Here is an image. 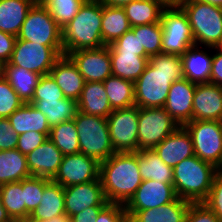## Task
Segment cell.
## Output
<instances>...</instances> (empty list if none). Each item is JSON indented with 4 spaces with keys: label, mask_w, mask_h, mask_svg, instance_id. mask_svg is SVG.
<instances>
[{
    "label": "cell",
    "mask_w": 222,
    "mask_h": 222,
    "mask_svg": "<svg viewBox=\"0 0 222 222\" xmlns=\"http://www.w3.org/2000/svg\"><path fill=\"white\" fill-rule=\"evenodd\" d=\"M182 78L181 56L165 53L151 56L144 72L134 82L135 105L139 108L163 107L171 84Z\"/></svg>",
    "instance_id": "1"
},
{
    "label": "cell",
    "mask_w": 222,
    "mask_h": 222,
    "mask_svg": "<svg viewBox=\"0 0 222 222\" xmlns=\"http://www.w3.org/2000/svg\"><path fill=\"white\" fill-rule=\"evenodd\" d=\"M99 178L106 200L125 205L142 183L137 152H115L100 163Z\"/></svg>",
    "instance_id": "2"
},
{
    "label": "cell",
    "mask_w": 222,
    "mask_h": 222,
    "mask_svg": "<svg viewBox=\"0 0 222 222\" xmlns=\"http://www.w3.org/2000/svg\"><path fill=\"white\" fill-rule=\"evenodd\" d=\"M101 25L102 3L99 0H86L75 17L62 28L64 55L77 50L105 46Z\"/></svg>",
    "instance_id": "3"
},
{
    "label": "cell",
    "mask_w": 222,
    "mask_h": 222,
    "mask_svg": "<svg viewBox=\"0 0 222 222\" xmlns=\"http://www.w3.org/2000/svg\"><path fill=\"white\" fill-rule=\"evenodd\" d=\"M217 170L213 164L196 155L181 161L173 168V187L177 197L191 203H203Z\"/></svg>",
    "instance_id": "4"
},
{
    "label": "cell",
    "mask_w": 222,
    "mask_h": 222,
    "mask_svg": "<svg viewBox=\"0 0 222 222\" xmlns=\"http://www.w3.org/2000/svg\"><path fill=\"white\" fill-rule=\"evenodd\" d=\"M178 5L188 17L196 45L202 43L209 48H214L222 44L221 7L198 0H182Z\"/></svg>",
    "instance_id": "5"
},
{
    "label": "cell",
    "mask_w": 222,
    "mask_h": 222,
    "mask_svg": "<svg viewBox=\"0 0 222 222\" xmlns=\"http://www.w3.org/2000/svg\"><path fill=\"white\" fill-rule=\"evenodd\" d=\"M76 125L80 153L103 162L115 153L109 135L107 118L78 112Z\"/></svg>",
    "instance_id": "6"
},
{
    "label": "cell",
    "mask_w": 222,
    "mask_h": 222,
    "mask_svg": "<svg viewBox=\"0 0 222 222\" xmlns=\"http://www.w3.org/2000/svg\"><path fill=\"white\" fill-rule=\"evenodd\" d=\"M162 53L182 56L194 37L188 17L178 4H168L162 11Z\"/></svg>",
    "instance_id": "7"
},
{
    "label": "cell",
    "mask_w": 222,
    "mask_h": 222,
    "mask_svg": "<svg viewBox=\"0 0 222 222\" xmlns=\"http://www.w3.org/2000/svg\"><path fill=\"white\" fill-rule=\"evenodd\" d=\"M62 55L63 46H44L17 38L9 62L2 66H18L42 76L49 74Z\"/></svg>",
    "instance_id": "8"
},
{
    "label": "cell",
    "mask_w": 222,
    "mask_h": 222,
    "mask_svg": "<svg viewBox=\"0 0 222 222\" xmlns=\"http://www.w3.org/2000/svg\"><path fill=\"white\" fill-rule=\"evenodd\" d=\"M184 127L191 135L195 155L222 168V121L192 120Z\"/></svg>",
    "instance_id": "9"
},
{
    "label": "cell",
    "mask_w": 222,
    "mask_h": 222,
    "mask_svg": "<svg viewBox=\"0 0 222 222\" xmlns=\"http://www.w3.org/2000/svg\"><path fill=\"white\" fill-rule=\"evenodd\" d=\"M17 38L44 46H63L62 29L39 0L30 8Z\"/></svg>",
    "instance_id": "10"
},
{
    "label": "cell",
    "mask_w": 222,
    "mask_h": 222,
    "mask_svg": "<svg viewBox=\"0 0 222 222\" xmlns=\"http://www.w3.org/2000/svg\"><path fill=\"white\" fill-rule=\"evenodd\" d=\"M138 126V151L153 149L179 127L164 107L139 108Z\"/></svg>",
    "instance_id": "11"
},
{
    "label": "cell",
    "mask_w": 222,
    "mask_h": 222,
    "mask_svg": "<svg viewBox=\"0 0 222 222\" xmlns=\"http://www.w3.org/2000/svg\"><path fill=\"white\" fill-rule=\"evenodd\" d=\"M139 107L115 109L107 117L111 145L115 152L138 151Z\"/></svg>",
    "instance_id": "12"
},
{
    "label": "cell",
    "mask_w": 222,
    "mask_h": 222,
    "mask_svg": "<svg viewBox=\"0 0 222 222\" xmlns=\"http://www.w3.org/2000/svg\"><path fill=\"white\" fill-rule=\"evenodd\" d=\"M100 162L82 153L64 155L53 182L63 187L99 179Z\"/></svg>",
    "instance_id": "13"
},
{
    "label": "cell",
    "mask_w": 222,
    "mask_h": 222,
    "mask_svg": "<svg viewBox=\"0 0 222 222\" xmlns=\"http://www.w3.org/2000/svg\"><path fill=\"white\" fill-rule=\"evenodd\" d=\"M68 56L78 67L85 82H104L112 75L109 46L77 50L70 52Z\"/></svg>",
    "instance_id": "14"
},
{
    "label": "cell",
    "mask_w": 222,
    "mask_h": 222,
    "mask_svg": "<svg viewBox=\"0 0 222 222\" xmlns=\"http://www.w3.org/2000/svg\"><path fill=\"white\" fill-rule=\"evenodd\" d=\"M177 198L173 184L155 180L142 181L130 200L124 205L125 211L153 209L169 204Z\"/></svg>",
    "instance_id": "15"
},
{
    "label": "cell",
    "mask_w": 222,
    "mask_h": 222,
    "mask_svg": "<svg viewBox=\"0 0 222 222\" xmlns=\"http://www.w3.org/2000/svg\"><path fill=\"white\" fill-rule=\"evenodd\" d=\"M65 213L72 217L91 206H106L100 178L91 182L64 187Z\"/></svg>",
    "instance_id": "16"
},
{
    "label": "cell",
    "mask_w": 222,
    "mask_h": 222,
    "mask_svg": "<svg viewBox=\"0 0 222 222\" xmlns=\"http://www.w3.org/2000/svg\"><path fill=\"white\" fill-rule=\"evenodd\" d=\"M196 84L186 78L176 80L171 84L165 110L173 117L179 126H184L193 120V99Z\"/></svg>",
    "instance_id": "17"
},
{
    "label": "cell",
    "mask_w": 222,
    "mask_h": 222,
    "mask_svg": "<svg viewBox=\"0 0 222 222\" xmlns=\"http://www.w3.org/2000/svg\"><path fill=\"white\" fill-rule=\"evenodd\" d=\"M193 120L222 121V87L212 83L196 84Z\"/></svg>",
    "instance_id": "18"
},
{
    "label": "cell",
    "mask_w": 222,
    "mask_h": 222,
    "mask_svg": "<svg viewBox=\"0 0 222 222\" xmlns=\"http://www.w3.org/2000/svg\"><path fill=\"white\" fill-rule=\"evenodd\" d=\"M153 150L166 165L172 168L184 159L195 155L191 135L184 126H179Z\"/></svg>",
    "instance_id": "19"
},
{
    "label": "cell",
    "mask_w": 222,
    "mask_h": 222,
    "mask_svg": "<svg viewBox=\"0 0 222 222\" xmlns=\"http://www.w3.org/2000/svg\"><path fill=\"white\" fill-rule=\"evenodd\" d=\"M63 156L61 151L48 138L26 155L30 175L52 180L58 172Z\"/></svg>",
    "instance_id": "20"
},
{
    "label": "cell",
    "mask_w": 222,
    "mask_h": 222,
    "mask_svg": "<svg viewBox=\"0 0 222 222\" xmlns=\"http://www.w3.org/2000/svg\"><path fill=\"white\" fill-rule=\"evenodd\" d=\"M49 74L62 90L65 98L78 101L85 81L79 73L78 67L68 55H62Z\"/></svg>",
    "instance_id": "21"
},
{
    "label": "cell",
    "mask_w": 222,
    "mask_h": 222,
    "mask_svg": "<svg viewBox=\"0 0 222 222\" xmlns=\"http://www.w3.org/2000/svg\"><path fill=\"white\" fill-rule=\"evenodd\" d=\"M191 202L177 197L173 202L157 208L126 211L128 222H185Z\"/></svg>",
    "instance_id": "22"
},
{
    "label": "cell",
    "mask_w": 222,
    "mask_h": 222,
    "mask_svg": "<svg viewBox=\"0 0 222 222\" xmlns=\"http://www.w3.org/2000/svg\"><path fill=\"white\" fill-rule=\"evenodd\" d=\"M196 47L190 46L181 56L184 78L195 84L210 83L213 56Z\"/></svg>",
    "instance_id": "23"
},
{
    "label": "cell",
    "mask_w": 222,
    "mask_h": 222,
    "mask_svg": "<svg viewBox=\"0 0 222 222\" xmlns=\"http://www.w3.org/2000/svg\"><path fill=\"white\" fill-rule=\"evenodd\" d=\"M80 112L107 118L113 111L103 82H85L78 99Z\"/></svg>",
    "instance_id": "24"
},
{
    "label": "cell",
    "mask_w": 222,
    "mask_h": 222,
    "mask_svg": "<svg viewBox=\"0 0 222 222\" xmlns=\"http://www.w3.org/2000/svg\"><path fill=\"white\" fill-rule=\"evenodd\" d=\"M8 119L17 135L33 131L49 137L51 128L46 116L30 103H24Z\"/></svg>",
    "instance_id": "25"
},
{
    "label": "cell",
    "mask_w": 222,
    "mask_h": 222,
    "mask_svg": "<svg viewBox=\"0 0 222 222\" xmlns=\"http://www.w3.org/2000/svg\"><path fill=\"white\" fill-rule=\"evenodd\" d=\"M37 0H0V31L18 36L30 8Z\"/></svg>",
    "instance_id": "26"
},
{
    "label": "cell",
    "mask_w": 222,
    "mask_h": 222,
    "mask_svg": "<svg viewBox=\"0 0 222 222\" xmlns=\"http://www.w3.org/2000/svg\"><path fill=\"white\" fill-rule=\"evenodd\" d=\"M65 214L64 187L52 180L45 186L40 205L31 213L29 220L39 222Z\"/></svg>",
    "instance_id": "27"
},
{
    "label": "cell",
    "mask_w": 222,
    "mask_h": 222,
    "mask_svg": "<svg viewBox=\"0 0 222 222\" xmlns=\"http://www.w3.org/2000/svg\"><path fill=\"white\" fill-rule=\"evenodd\" d=\"M137 161L142 181L173 184V168L166 165L153 149L137 151Z\"/></svg>",
    "instance_id": "28"
},
{
    "label": "cell",
    "mask_w": 222,
    "mask_h": 222,
    "mask_svg": "<svg viewBox=\"0 0 222 222\" xmlns=\"http://www.w3.org/2000/svg\"><path fill=\"white\" fill-rule=\"evenodd\" d=\"M168 4L164 0H135L123 9L131 27L159 23L163 9Z\"/></svg>",
    "instance_id": "29"
},
{
    "label": "cell",
    "mask_w": 222,
    "mask_h": 222,
    "mask_svg": "<svg viewBox=\"0 0 222 222\" xmlns=\"http://www.w3.org/2000/svg\"><path fill=\"white\" fill-rule=\"evenodd\" d=\"M131 29L123 7L102 4L101 35L104 45H111Z\"/></svg>",
    "instance_id": "30"
},
{
    "label": "cell",
    "mask_w": 222,
    "mask_h": 222,
    "mask_svg": "<svg viewBox=\"0 0 222 222\" xmlns=\"http://www.w3.org/2000/svg\"><path fill=\"white\" fill-rule=\"evenodd\" d=\"M29 103L46 116L50 128L61 122L73 120L79 112L78 101L70 98L61 100H31Z\"/></svg>",
    "instance_id": "31"
},
{
    "label": "cell",
    "mask_w": 222,
    "mask_h": 222,
    "mask_svg": "<svg viewBox=\"0 0 222 222\" xmlns=\"http://www.w3.org/2000/svg\"><path fill=\"white\" fill-rule=\"evenodd\" d=\"M0 73L24 103H29L32 100L41 75L18 66H1Z\"/></svg>",
    "instance_id": "32"
},
{
    "label": "cell",
    "mask_w": 222,
    "mask_h": 222,
    "mask_svg": "<svg viewBox=\"0 0 222 222\" xmlns=\"http://www.w3.org/2000/svg\"><path fill=\"white\" fill-rule=\"evenodd\" d=\"M112 75L135 82L144 72L150 57L138 56L129 52H109Z\"/></svg>",
    "instance_id": "33"
},
{
    "label": "cell",
    "mask_w": 222,
    "mask_h": 222,
    "mask_svg": "<svg viewBox=\"0 0 222 222\" xmlns=\"http://www.w3.org/2000/svg\"><path fill=\"white\" fill-rule=\"evenodd\" d=\"M31 177L26 155L17 149L0 151V185Z\"/></svg>",
    "instance_id": "34"
},
{
    "label": "cell",
    "mask_w": 222,
    "mask_h": 222,
    "mask_svg": "<svg viewBox=\"0 0 222 222\" xmlns=\"http://www.w3.org/2000/svg\"><path fill=\"white\" fill-rule=\"evenodd\" d=\"M103 85L113 110L135 105L134 82L111 75L103 82Z\"/></svg>",
    "instance_id": "35"
},
{
    "label": "cell",
    "mask_w": 222,
    "mask_h": 222,
    "mask_svg": "<svg viewBox=\"0 0 222 222\" xmlns=\"http://www.w3.org/2000/svg\"><path fill=\"white\" fill-rule=\"evenodd\" d=\"M63 155L80 153L79 138L74 120L51 127L48 137Z\"/></svg>",
    "instance_id": "36"
},
{
    "label": "cell",
    "mask_w": 222,
    "mask_h": 222,
    "mask_svg": "<svg viewBox=\"0 0 222 222\" xmlns=\"http://www.w3.org/2000/svg\"><path fill=\"white\" fill-rule=\"evenodd\" d=\"M2 204L13 221L26 220L22 180L0 185Z\"/></svg>",
    "instance_id": "37"
},
{
    "label": "cell",
    "mask_w": 222,
    "mask_h": 222,
    "mask_svg": "<svg viewBox=\"0 0 222 222\" xmlns=\"http://www.w3.org/2000/svg\"><path fill=\"white\" fill-rule=\"evenodd\" d=\"M62 29L78 13L86 0H39Z\"/></svg>",
    "instance_id": "38"
},
{
    "label": "cell",
    "mask_w": 222,
    "mask_h": 222,
    "mask_svg": "<svg viewBox=\"0 0 222 222\" xmlns=\"http://www.w3.org/2000/svg\"><path fill=\"white\" fill-rule=\"evenodd\" d=\"M131 30L139 32L140 45L149 57L162 53V26L160 22L131 27Z\"/></svg>",
    "instance_id": "39"
},
{
    "label": "cell",
    "mask_w": 222,
    "mask_h": 222,
    "mask_svg": "<svg viewBox=\"0 0 222 222\" xmlns=\"http://www.w3.org/2000/svg\"><path fill=\"white\" fill-rule=\"evenodd\" d=\"M51 179L31 176L22 180V190L24 191V202L26 206V220L31 213L40 205L45 186Z\"/></svg>",
    "instance_id": "40"
},
{
    "label": "cell",
    "mask_w": 222,
    "mask_h": 222,
    "mask_svg": "<svg viewBox=\"0 0 222 222\" xmlns=\"http://www.w3.org/2000/svg\"><path fill=\"white\" fill-rule=\"evenodd\" d=\"M23 104V100L0 73V118H8Z\"/></svg>",
    "instance_id": "41"
},
{
    "label": "cell",
    "mask_w": 222,
    "mask_h": 222,
    "mask_svg": "<svg viewBox=\"0 0 222 222\" xmlns=\"http://www.w3.org/2000/svg\"><path fill=\"white\" fill-rule=\"evenodd\" d=\"M109 46V52H129L138 56L149 57L139 41V32L131 29Z\"/></svg>",
    "instance_id": "42"
},
{
    "label": "cell",
    "mask_w": 222,
    "mask_h": 222,
    "mask_svg": "<svg viewBox=\"0 0 222 222\" xmlns=\"http://www.w3.org/2000/svg\"><path fill=\"white\" fill-rule=\"evenodd\" d=\"M64 98L57 83L50 74H46L39 78L32 100H61Z\"/></svg>",
    "instance_id": "43"
},
{
    "label": "cell",
    "mask_w": 222,
    "mask_h": 222,
    "mask_svg": "<svg viewBox=\"0 0 222 222\" xmlns=\"http://www.w3.org/2000/svg\"><path fill=\"white\" fill-rule=\"evenodd\" d=\"M222 222V168L214 176L207 199L203 202Z\"/></svg>",
    "instance_id": "44"
},
{
    "label": "cell",
    "mask_w": 222,
    "mask_h": 222,
    "mask_svg": "<svg viewBox=\"0 0 222 222\" xmlns=\"http://www.w3.org/2000/svg\"><path fill=\"white\" fill-rule=\"evenodd\" d=\"M185 222H220V220L204 203H191Z\"/></svg>",
    "instance_id": "45"
},
{
    "label": "cell",
    "mask_w": 222,
    "mask_h": 222,
    "mask_svg": "<svg viewBox=\"0 0 222 222\" xmlns=\"http://www.w3.org/2000/svg\"><path fill=\"white\" fill-rule=\"evenodd\" d=\"M48 139V136L40 132H26L18 135L16 149L22 154L27 155Z\"/></svg>",
    "instance_id": "46"
},
{
    "label": "cell",
    "mask_w": 222,
    "mask_h": 222,
    "mask_svg": "<svg viewBox=\"0 0 222 222\" xmlns=\"http://www.w3.org/2000/svg\"><path fill=\"white\" fill-rule=\"evenodd\" d=\"M94 222H128V216L124 205L108 203Z\"/></svg>",
    "instance_id": "47"
},
{
    "label": "cell",
    "mask_w": 222,
    "mask_h": 222,
    "mask_svg": "<svg viewBox=\"0 0 222 222\" xmlns=\"http://www.w3.org/2000/svg\"><path fill=\"white\" fill-rule=\"evenodd\" d=\"M18 135L8 118H0V151L16 149Z\"/></svg>",
    "instance_id": "48"
},
{
    "label": "cell",
    "mask_w": 222,
    "mask_h": 222,
    "mask_svg": "<svg viewBox=\"0 0 222 222\" xmlns=\"http://www.w3.org/2000/svg\"><path fill=\"white\" fill-rule=\"evenodd\" d=\"M17 37L0 31V66L9 62Z\"/></svg>",
    "instance_id": "49"
},
{
    "label": "cell",
    "mask_w": 222,
    "mask_h": 222,
    "mask_svg": "<svg viewBox=\"0 0 222 222\" xmlns=\"http://www.w3.org/2000/svg\"><path fill=\"white\" fill-rule=\"evenodd\" d=\"M214 49L219 50V53L213 55L210 83L222 87V48L214 47Z\"/></svg>",
    "instance_id": "50"
},
{
    "label": "cell",
    "mask_w": 222,
    "mask_h": 222,
    "mask_svg": "<svg viewBox=\"0 0 222 222\" xmlns=\"http://www.w3.org/2000/svg\"><path fill=\"white\" fill-rule=\"evenodd\" d=\"M105 206H91L70 217V222H94Z\"/></svg>",
    "instance_id": "51"
},
{
    "label": "cell",
    "mask_w": 222,
    "mask_h": 222,
    "mask_svg": "<svg viewBox=\"0 0 222 222\" xmlns=\"http://www.w3.org/2000/svg\"><path fill=\"white\" fill-rule=\"evenodd\" d=\"M103 5H109L112 7H124L135 0H99Z\"/></svg>",
    "instance_id": "52"
},
{
    "label": "cell",
    "mask_w": 222,
    "mask_h": 222,
    "mask_svg": "<svg viewBox=\"0 0 222 222\" xmlns=\"http://www.w3.org/2000/svg\"><path fill=\"white\" fill-rule=\"evenodd\" d=\"M0 222H14L7 213V210L2 204V198L0 196Z\"/></svg>",
    "instance_id": "53"
},
{
    "label": "cell",
    "mask_w": 222,
    "mask_h": 222,
    "mask_svg": "<svg viewBox=\"0 0 222 222\" xmlns=\"http://www.w3.org/2000/svg\"><path fill=\"white\" fill-rule=\"evenodd\" d=\"M39 222H70V217L65 213L62 215H56L55 217H53L52 219L49 220H43V221H39Z\"/></svg>",
    "instance_id": "54"
},
{
    "label": "cell",
    "mask_w": 222,
    "mask_h": 222,
    "mask_svg": "<svg viewBox=\"0 0 222 222\" xmlns=\"http://www.w3.org/2000/svg\"><path fill=\"white\" fill-rule=\"evenodd\" d=\"M198 1L222 8V0H198Z\"/></svg>",
    "instance_id": "55"
},
{
    "label": "cell",
    "mask_w": 222,
    "mask_h": 222,
    "mask_svg": "<svg viewBox=\"0 0 222 222\" xmlns=\"http://www.w3.org/2000/svg\"><path fill=\"white\" fill-rule=\"evenodd\" d=\"M167 4H178L182 0H164Z\"/></svg>",
    "instance_id": "56"
},
{
    "label": "cell",
    "mask_w": 222,
    "mask_h": 222,
    "mask_svg": "<svg viewBox=\"0 0 222 222\" xmlns=\"http://www.w3.org/2000/svg\"><path fill=\"white\" fill-rule=\"evenodd\" d=\"M14 222H31V221L29 219H27V220L14 221Z\"/></svg>",
    "instance_id": "57"
}]
</instances>
